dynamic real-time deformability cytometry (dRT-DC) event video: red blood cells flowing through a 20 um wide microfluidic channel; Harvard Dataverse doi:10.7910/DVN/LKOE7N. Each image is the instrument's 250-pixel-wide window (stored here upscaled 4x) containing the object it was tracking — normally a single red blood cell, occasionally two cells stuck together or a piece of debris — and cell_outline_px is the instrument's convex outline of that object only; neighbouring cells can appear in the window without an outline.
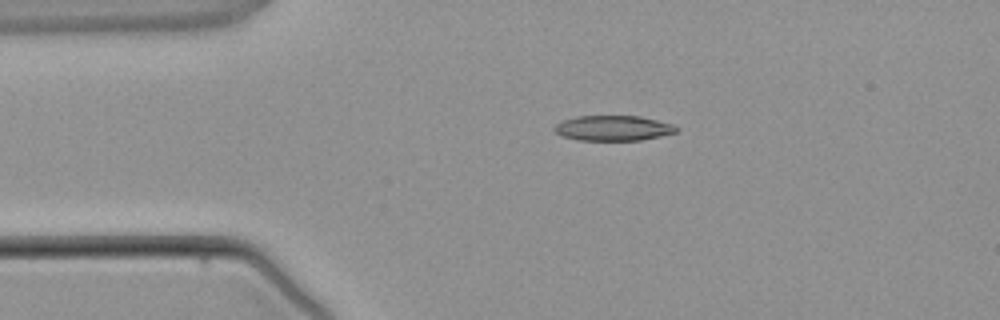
{"species": "common noctule bat (a hibernating species)", "species_latin": "Nyctalus noctula", "temperature_condition": "warm", "stored_images_in_passage": 2, "camera_frame_rate_fps": 3000, "um_per_image_px": 0.085, "animal": {"sex": "male", "body_mass_g": 21.5, "forearm_length_mm": 52.0}, "frame": {"image": 1, "passage_image": 1, "time_ms": 0.0, "image_size_px": [1000, 320], "cell_outline_px": [[680, 128], [676, 132], [660, 136], [640, 140], [576, 140], [564, 136], [556, 132], [552, 128], [560, 120], [576, 116], [640, 116], [676, 124]], "centroid_in_image_um": [52.14, 10.88], "position_along_channel_um": 32.9, "area_um2": 18.09}}